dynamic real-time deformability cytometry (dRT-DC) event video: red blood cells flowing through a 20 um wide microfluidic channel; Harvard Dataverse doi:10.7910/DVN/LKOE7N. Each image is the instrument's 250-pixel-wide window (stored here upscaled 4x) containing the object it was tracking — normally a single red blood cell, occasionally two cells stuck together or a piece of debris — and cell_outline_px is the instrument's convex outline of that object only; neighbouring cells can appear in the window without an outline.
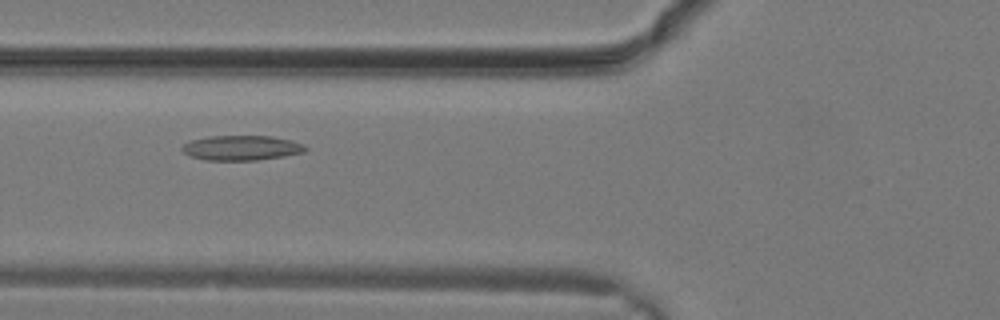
{"species": "common noctule bat (a hibernating species)", "species_latin": "Nyctalus noctula", "temperature_condition": "warm", "stored_images_in_passage": 24, "camera_frame_rate_fps": 3000, "um_per_image_px": 0.085, "animal": {"sex": "male", "body_mass_g": 19.2, "forearm_length_mm": 51.8}, "frame": {"image": 1, "passage_image": 6, "time_ms": 1.667, "image_size_px": [1000, 320], "cell_outline_px": [[308, 148], [304, 152], [284, 156], [256, 160], [204, 160], [192, 156], [184, 152], [180, 148], [184, 144], [192, 140], [208, 136], [272, 136], [292, 140], [304, 144]], "centroid_in_image_um": [20.56, 12.56], "position_along_channel_um": 105.2, "area_um2": 17.86}}
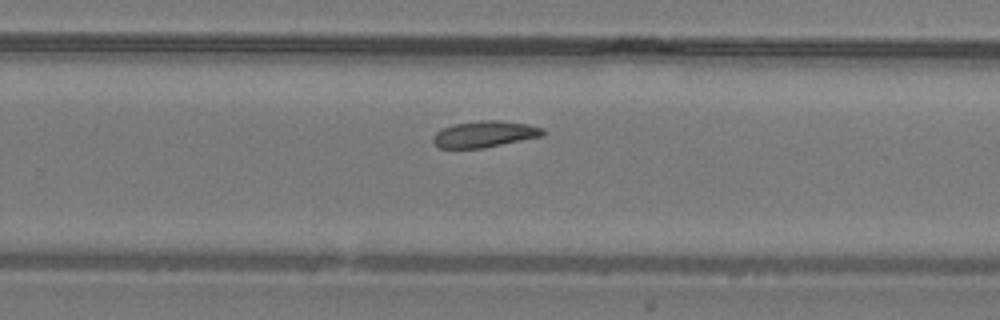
{"frame": {"image": 2, "passage_image": 14, "time_ms": 4.333, "image_size_px": [1000, 320], "cell_outline_px": [[548, 132], [544, 136], [484, 148], [440, 148], [432, 140], [432, 136], [440, 128], [452, 124], [480, 120], [500, 120], [528, 124], [544, 128]], "centroid_in_image_um": [41.23, 11.39], "position_along_channel_um": 288.6, "area_um2": 17.22}}
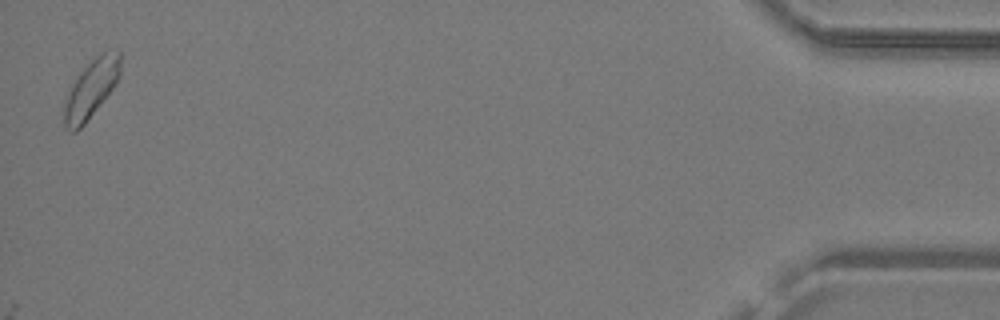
{"frame": {"image": 3, "passage_image": 24, "time_ms": 7.667, "image_size_px": [1000, 320], "cell_outline_px": [[120, 76], [116, 84], [84, 124], [76, 132], [72, 132], [64, 128], [64, 100], [72, 84], [80, 72], [100, 52], [108, 48], [120, 48]], "centroid_in_image_um": [7.76, 7.5], "position_along_channel_um": 427.4, "area_um2": 19.25}}